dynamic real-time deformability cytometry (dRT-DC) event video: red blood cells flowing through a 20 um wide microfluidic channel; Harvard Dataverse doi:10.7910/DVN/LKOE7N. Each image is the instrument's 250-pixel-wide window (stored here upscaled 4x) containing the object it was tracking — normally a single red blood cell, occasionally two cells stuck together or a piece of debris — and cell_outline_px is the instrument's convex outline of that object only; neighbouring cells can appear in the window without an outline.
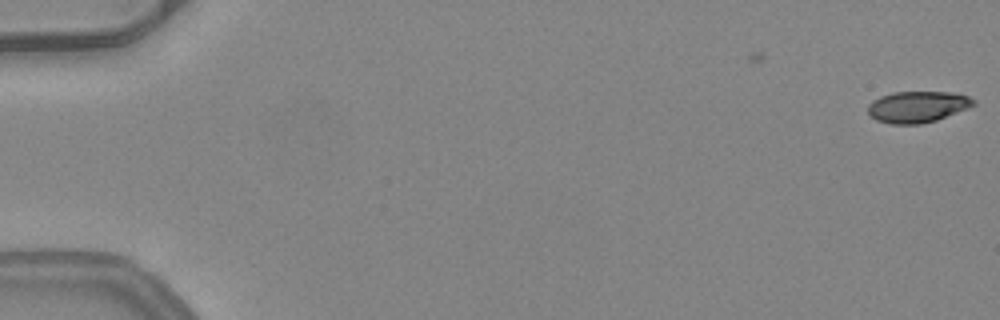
{"species": "common noctule bat (a hibernating species)", "species_latin": "Nyctalus noctula", "temperature_condition": "warm", "stored_images_in_passage": 4, "camera_frame_rate_fps": 3000, "um_per_image_px": 0.085, "animal": {"sex": "female", "body_mass_g": 24.6, "forearm_length_mm": 56.2}, "frame": {"image": 1, "passage_image": 4, "time_ms": 1.0, "image_size_px": [1000, 320], "cell_outline_px": [[976, 104], [968, 108], [936, 120], [920, 124], [892, 124], [876, 120], [868, 112], [868, 104], [872, 100], [880, 96], [892, 92], [952, 92], [968, 96], [976, 100]], "centroid_in_image_um": [77.99, 9.07], "position_along_channel_um": 7.0, "area_um2": 19.31}}